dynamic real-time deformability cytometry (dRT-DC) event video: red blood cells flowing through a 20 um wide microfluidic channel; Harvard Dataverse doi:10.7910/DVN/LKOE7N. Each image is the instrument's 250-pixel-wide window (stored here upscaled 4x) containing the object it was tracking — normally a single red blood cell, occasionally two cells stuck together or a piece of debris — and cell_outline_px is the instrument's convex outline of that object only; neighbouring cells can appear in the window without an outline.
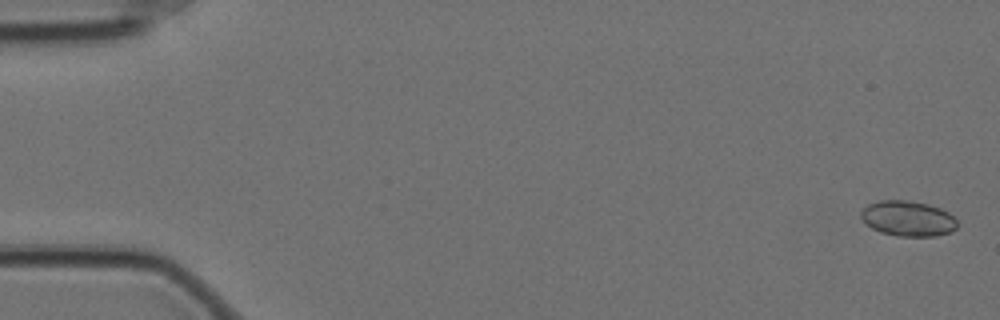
{"species": "Egyptian fruit bat (a non-hibernating species)", "species_latin": "Rousettus aegyptiacus", "temperature_condition": "cold", "stored_images_in_passage": 59, "camera_frame_rate_fps": 3000, "um_per_image_px": 0.085, "animal": {"sex": "female"}, "frame": {"image": 1, "passage_image": 2, "time_ms": 0.333, "image_size_px": [1000, 320], "cell_outline_px": [[956, 228], [952, 232], [936, 236], [896, 236], [880, 232], [872, 228], [860, 216], [860, 212], [868, 204], [880, 200], [908, 200], [928, 204], [940, 208], [948, 212], [956, 220]], "centroid_in_image_um": [77.17, 18.57], "position_along_channel_um": 7.8, "area_um2": 19.83}}
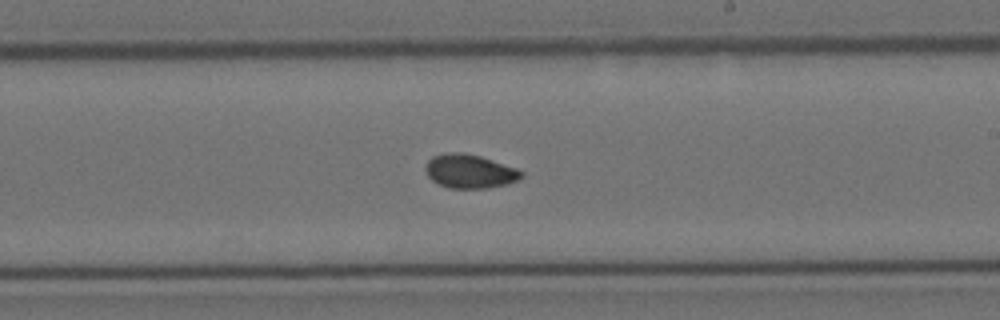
{"frame": {"image": 2, "passage_image": 35, "time_ms": 11.333, "image_size_px": [1000, 320], "cell_outline_px": [[524, 176], [508, 184], [488, 188], [448, 188], [432, 180], [428, 176], [424, 168], [428, 160], [432, 156], [444, 152], [464, 152], [480, 156], [516, 168], [524, 172]], "centroid_in_image_um": [39.91, 14.55], "position_along_channel_um": 249.1, "area_um2": 19.02}}
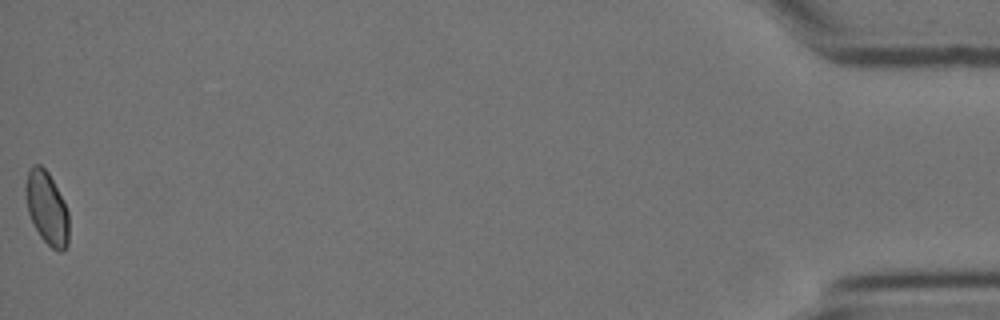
{"frame": {"image": 3, "passage_image": 59, "time_ms": 19.333, "image_size_px": [1000, 320], "cell_outline_px": [[68, 244], [60, 252], [52, 248], [40, 236], [28, 212], [24, 188], [24, 184], [28, 168], [32, 164], [40, 164], [48, 172], [68, 212]], "centroid_in_image_um": [3.94, 17.64], "position_along_channel_um": 431.3, "area_um2": 18.15}, "authors_computed_cell_mechanics": {"area_um2": 18.6694, "velocity_mm_per_s": 3.4873, "shape_relaxation_time_tau1_ms": null, "shape_relaxation_time_tau2_ms": 1.4511, "deformation_change_tau1": null, "deformation_change_tau2": 0.0438}}